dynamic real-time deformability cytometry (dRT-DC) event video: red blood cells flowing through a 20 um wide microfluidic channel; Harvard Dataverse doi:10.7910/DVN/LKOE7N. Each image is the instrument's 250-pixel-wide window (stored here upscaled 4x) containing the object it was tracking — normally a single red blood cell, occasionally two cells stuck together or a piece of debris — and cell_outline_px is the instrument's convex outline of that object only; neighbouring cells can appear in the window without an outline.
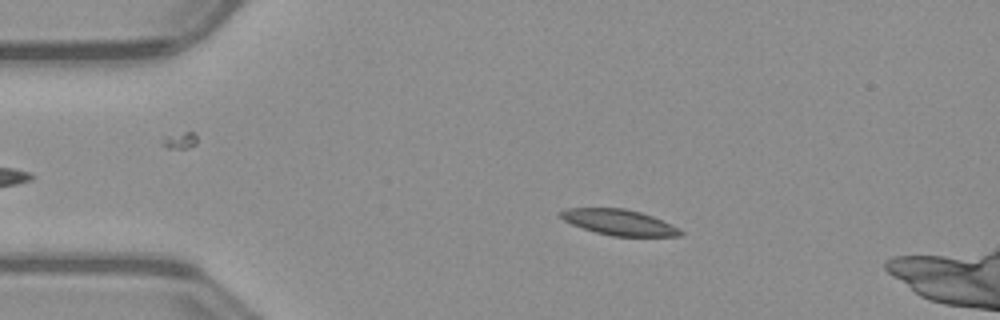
{"species": "common noctule bat (a hibernating species)", "species_latin": "Nyctalus noctula", "temperature_condition": "warm", "stored_images_in_passage": 16, "camera_frame_rate_fps": 3000, "um_per_image_px": 0.085, "animal": {"sex": "male", "body_mass_g": 23.1, "forearm_length_mm": 52.7}, "frame": {"image": 1, "passage_image": 10, "time_ms": 3.0, "image_size_px": [1000, 320], "cell_outline_px": [[684, 236], [612, 236], [596, 232], [572, 224], [564, 220], [556, 212], [564, 208], [624, 208], [640, 212], [652, 216], [672, 224], [680, 228], [684, 232]], "centroid_in_image_um": [52.63, 18.89], "position_along_channel_um": 32.4, "area_um2": 18.03}}